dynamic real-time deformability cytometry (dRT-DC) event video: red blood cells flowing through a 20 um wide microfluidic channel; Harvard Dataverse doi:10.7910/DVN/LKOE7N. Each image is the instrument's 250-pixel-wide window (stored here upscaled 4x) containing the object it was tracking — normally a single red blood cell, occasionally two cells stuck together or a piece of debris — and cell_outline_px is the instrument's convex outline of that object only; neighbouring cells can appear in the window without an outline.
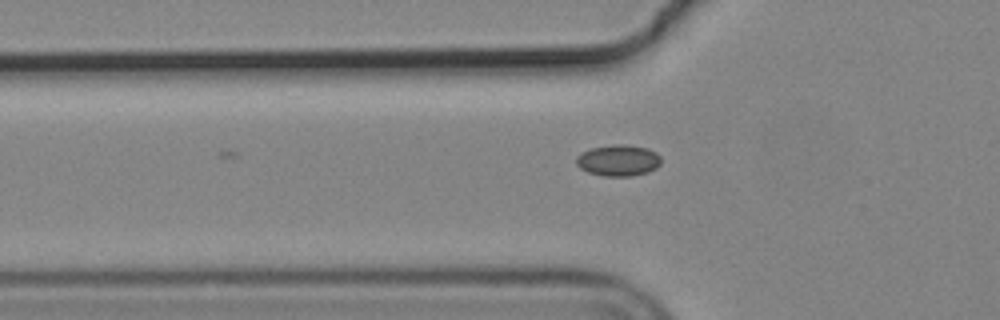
{"species": "common noctule bat (a hibernating species)", "species_latin": "Nyctalus noctula", "temperature_condition": "cold", "stored_images_in_passage": 3, "camera_frame_rate_fps": 3000, "um_per_image_px": 0.085, "animal": {"sex": "male", "body_mass_g": 19.2, "forearm_length_mm": 51.8}, "frame": {"image": 1, "passage_image": 3, "time_ms": 0.667, "image_size_px": [1000, 320], "cell_outline_px": [[660, 164], [656, 168], [648, 172], [632, 176], [604, 176], [588, 172], [580, 168], [576, 164], [576, 156], [580, 152], [592, 148], [616, 144], [624, 144], [648, 148], [656, 152], [660, 156]], "centroid_in_image_um": [52.55, 13.63], "position_along_channel_um": 73.2, "area_um2": 15.55}}